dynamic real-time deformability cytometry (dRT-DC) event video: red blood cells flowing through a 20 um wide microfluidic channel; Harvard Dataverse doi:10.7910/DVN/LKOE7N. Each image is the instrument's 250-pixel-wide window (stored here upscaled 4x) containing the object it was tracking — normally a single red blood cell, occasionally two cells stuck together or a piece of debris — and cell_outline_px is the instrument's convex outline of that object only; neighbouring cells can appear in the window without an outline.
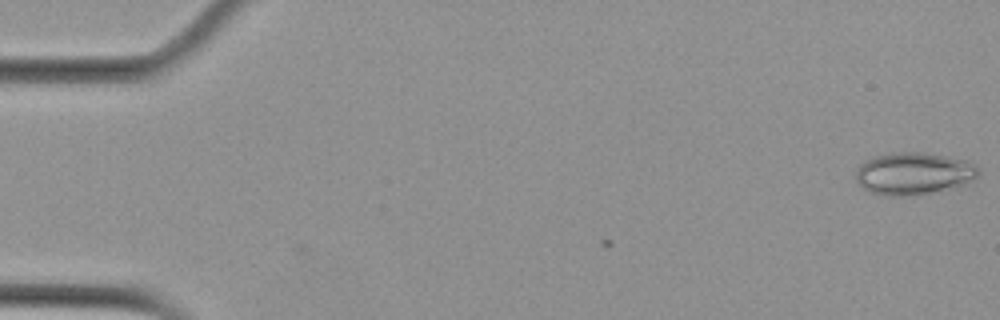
{"species": "Egyptian fruit bat (a non-hibernating species)", "species_latin": "Rousettus aegyptiacus", "temperature_condition": "cold", "stored_images_in_passage": 2, "camera_frame_rate_fps": 3000, "um_per_image_px": 0.085, "animal": {"sex": "female"}, "frame": {"image": 1, "passage_image": 2, "time_ms": 1.333, "image_size_px": [1000, 320], "cell_outline_px": [[980, 172], [972, 180], [964, 184], [928, 192], [904, 196], [892, 196], [872, 192], [864, 188], [856, 180], [856, 168], [864, 160], [872, 156], [892, 152], [924, 152], [968, 160], [976, 164], [980, 168]], "centroid_in_image_um": [77.65, 14.71], "position_along_channel_um": 7.4, "area_um2": 30.11}}